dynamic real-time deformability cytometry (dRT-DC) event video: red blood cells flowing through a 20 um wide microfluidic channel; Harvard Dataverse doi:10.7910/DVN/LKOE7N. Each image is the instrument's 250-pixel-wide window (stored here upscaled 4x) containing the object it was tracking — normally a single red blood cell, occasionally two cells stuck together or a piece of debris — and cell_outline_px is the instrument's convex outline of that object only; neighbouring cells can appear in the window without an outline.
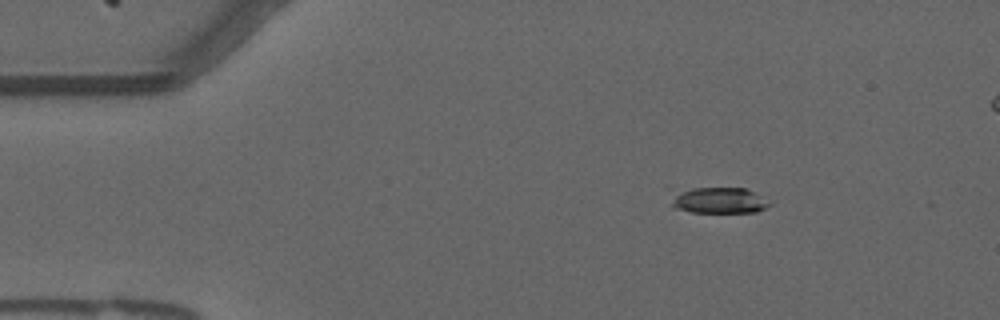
{"species": "common noctule bat (a hibernating species)", "species_latin": "Nyctalus noctula", "temperature_condition": "warm", "stored_images_in_passage": 14, "camera_frame_rate_fps": 3000, "um_per_image_px": 0.085, "animal": {"sex": "male", "forearm_length_mm": 52.5}, "frame": {"image": 1, "passage_image": 8, "time_ms": 2.333, "image_size_px": [1000, 320], "cell_outline_px": [[772, 204], [756, 212], [692, 212], [672, 208], [672, 204], [676, 192], [692, 188], [748, 188], [756, 192]], "centroid_in_image_um": [61.15, 17.03], "position_along_channel_um": 23.9, "area_um2": 14.8}}